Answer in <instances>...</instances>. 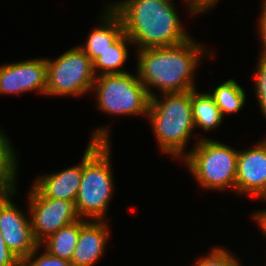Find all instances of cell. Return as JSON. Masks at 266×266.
I'll list each match as a JSON object with an SVG mask.
<instances>
[{
  "instance_id": "11",
  "label": "cell",
  "mask_w": 266,
  "mask_h": 266,
  "mask_svg": "<svg viewBox=\"0 0 266 266\" xmlns=\"http://www.w3.org/2000/svg\"><path fill=\"white\" fill-rule=\"evenodd\" d=\"M236 193L266 199V139L246 150H239Z\"/></svg>"
},
{
  "instance_id": "6",
  "label": "cell",
  "mask_w": 266,
  "mask_h": 266,
  "mask_svg": "<svg viewBox=\"0 0 266 266\" xmlns=\"http://www.w3.org/2000/svg\"><path fill=\"white\" fill-rule=\"evenodd\" d=\"M91 92H95L97 108L111 115H148L150 96L145 86L130 72L97 76Z\"/></svg>"
},
{
  "instance_id": "14",
  "label": "cell",
  "mask_w": 266,
  "mask_h": 266,
  "mask_svg": "<svg viewBox=\"0 0 266 266\" xmlns=\"http://www.w3.org/2000/svg\"><path fill=\"white\" fill-rule=\"evenodd\" d=\"M102 15V25L90 30L84 46H79L92 62L124 34L119 15L108 4Z\"/></svg>"
},
{
  "instance_id": "7",
  "label": "cell",
  "mask_w": 266,
  "mask_h": 266,
  "mask_svg": "<svg viewBox=\"0 0 266 266\" xmlns=\"http://www.w3.org/2000/svg\"><path fill=\"white\" fill-rule=\"evenodd\" d=\"M47 96H78L89 94L96 74L93 62L78 46L66 50L58 58H46Z\"/></svg>"
},
{
  "instance_id": "17",
  "label": "cell",
  "mask_w": 266,
  "mask_h": 266,
  "mask_svg": "<svg viewBox=\"0 0 266 266\" xmlns=\"http://www.w3.org/2000/svg\"><path fill=\"white\" fill-rule=\"evenodd\" d=\"M81 229V219L60 228L40 245L56 257L71 261Z\"/></svg>"
},
{
  "instance_id": "5",
  "label": "cell",
  "mask_w": 266,
  "mask_h": 266,
  "mask_svg": "<svg viewBox=\"0 0 266 266\" xmlns=\"http://www.w3.org/2000/svg\"><path fill=\"white\" fill-rule=\"evenodd\" d=\"M182 159L199 187L235 191L239 150L221 141L200 138Z\"/></svg>"
},
{
  "instance_id": "24",
  "label": "cell",
  "mask_w": 266,
  "mask_h": 266,
  "mask_svg": "<svg viewBox=\"0 0 266 266\" xmlns=\"http://www.w3.org/2000/svg\"><path fill=\"white\" fill-rule=\"evenodd\" d=\"M0 266H20V260L12 253L2 237L0 231Z\"/></svg>"
},
{
  "instance_id": "12",
  "label": "cell",
  "mask_w": 266,
  "mask_h": 266,
  "mask_svg": "<svg viewBox=\"0 0 266 266\" xmlns=\"http://www.w3.org/2000/svg\"><path fill=\"white\" fill-rule=\"evenodd\" d=\"M107 220L81 219V229L71 262L73 266H94L106 252L110 239Z\"/></svg>"
},
{
  "instance_id": "15",
  "label": "cell",
  "mask_w": 266,
  "mask_h": 266,
  "mask_svg": "<svg viewBox=\"0 0 266 266\" xmlns=\"http://www.w3.org/2000/svg\"><path fill=\"white\" fill-rule=\"evenodd\" d=\"M197 91V88L191 90L194 128L199 127L208 133L220 127L224 117L210 92L200 94Z\"/></svg>"
},
{
  "instance_id": "9",
  "label": "cell",
  "mask_w": 266,
  "mask_h": 266,
  "mask_svg": "<svg viewBox=\"0 0 266 266\" xmlns=\"http://www.w3.org/2000/svg\"><path fill=\"white\" fill-rule=\"evenodd\" d=\"M27 202L36 241L41 244L60 228L80 220L75 202L44 197L33 185Z\"/></svg>"
},
{
  "instance_id": "10",
  "label": "cell",
  "mask_w": 266,
  "mask_h": 266,
  "mask_svg": "<svg viewBox=\"0 0 266 266\" xmlns=\"http://www.w3.org/2000/svg\"><path fill=\"white\" fill-rule=\"evenodd\" d=\"M46 58L28 59L0 65V94L38 92L46 95Z\"/></svg>"
},
{
  "instance_id": "25",
  "label": "cell",
  "mask_w": 266,
  "mask_h": 266,
  "mask_svg": "<svg viewBox=\"0 0 266 266\" xmlns=\"http://www.w3.org/2000/svg\"><path fill=\"white\" fill-rule=\"evenodd\" d=\"M252 218L256 223H258V227L261 229V232L266 238V209L255 211Z\"/></svg>"
},
{
  "instance_id": "1",
  "label": "cell",
  "mask_w": 266,
  "mask_h": 266,
  "mask_svg": "<svg viewBox=\"0 0 266 266\" xmlns=\"http://www.w3.org/2000/svg\"><path fill=\"white\" fill-rule=\"evenodd\" d=\"M193 39L169 47L136 50V74L150 98L156 95L151 88H157L161 94L196 88L195 70L200 65V60L205 55L212 56V52Z\"/></svg>"
},
{
  "instance_id": "19",
  "label": "cell",
  "mask_w": 266,
  "mask_h": 266,
  "mask_svg": "<svg viewBox=\"0 0 266 266\" xmlns=\"http://www.w3.org/2000/svg\"><path fill=\"white\" fill-rule=\"evenodd\" d=\"M0 129V189L15 185L18 176V160L14 146Z\"/></svg>"
},
{
  "instance_id": "4",
  "label": "cell",
  "mask_w": 266,
  "mask_h": 266,
  "mask_svg": "<svg viewBox=\"0 0 266 266\" xmlns=\"http://www.w3.org/2000/svg\"><path fill=\"white\" fill-rule=\"evenodd\" d=\"M161 95L150 98L147 118L160 152L179 161L187 155L186 146L195 130L191 90Z\"/></svg>"
},
{
  "instance_id": "23",
  "label": "cell",
  "mask_w": 266,
  "mask_h": 266,
  "mask_svg": "<svg viewBox=\"0 0 266 266\" xmlns=\"http://www.w3.org/2000/svg\"><path fill=\"white\" fill-rule=\"evenodd\" d=\"M262 2L263 3L261 5L262 7H260L261 13L259 14L260 18H258L259 22L257 29L259 31L258 33L261 40L260 43L262 44L259 58L266 61V0H263Z\"/></svg>"
},
{
  "instance_id": "13",
  "label": "cell",
  "mask_w": 266,
  "mask_h": 266,
  "mask_svg": "<svg viewBox=\"0 0 266 266\" xmlns=\"http://www.w3.org/2000/svg\"><path fill=\"white\" fill-rule=\"evenodd\" d=\"M82 180V158L77 165L35 179L32 185L44 196L75 202Z\"/></svg>"
},
{
  "instance_id": "3",
  "label": "cell",
  "mask_w": 266,
  "mask_h": 266,
  "mask_svg": "<svg viewBox=\"0 0 266 266\" xmlns=\"http://www.w3.org/2000/svg\"><path fill=\"white\" fill-rule=\"evenodd\" d=\"M82 157V180L75 200L81 219L105 218L112 199L114 177L111 171L110 128H95Z\"/></svg>"
},
{
  "instance_id": "16",
  "label": "cell",
  "mask_w": 266,
  "mask_h": 266,
  "mask_svg": "<svg viewBox=\"0 0 266 266\" xmlns=\"http://www.w3.org/2000/svg\"><path fill=\"white\" fill-rule=\"evenodd\" d=\"M128 44L132 45L133 42L124 33L107 50L100 53V55L93 61V68L96 76L128 72L122 70L123 65L129 58Z\"/></svg>"
},
{
  "instance_id": "27",
  "label": "cell",
  "mask_w": 266,
  "mask_h": 266,
  "mask_svg": "<svg viewBox=\"0 0 266 266\" xmlns=\"http://www.w3.org/2000/svg\"><path fill=\"white\" fill-rule=\"evenodd\" d=\"M220 0H198L200 6L204 9V11L211 10Z\"/></svg>"
},
{
  "instance_id": "26",
  "label": "cell",
  "mask_w": 266,
  "mask_h": 266,
  "mask_svg": "<svg viewBox=\"0 0 266 266\" xmlns=\"http://www.w3.org/2000/svg\"><path fill=\"white\" fill-rule=\"evenodd\" d=\"M160 1H163V2H166V3H170V4H175L173 3L172 0H160ZM184 1V0H182ZM184 2H186V4H188V9L190 14H202L205 13L204 9L200 6L198 0H185ZM188 2V3H187Z\"/></svg>"
},
{
  "instance_id": "21",
  "label": "cell",
  "mask_w": 266,
  "mask_h": 266,
  "mask_svg": "<svg viewBox=\"0 0 266 266\" xmlns=\"http://www.w3.org/2000/svg\"><path fill=\"white\" fill-rule=\"evenodd\" d=\"M40 248H43L42 245H39L28 257L20 260V266H73L71 261L51 255L45 249L38 255Z\"/></svg>"
},
{
  "instance_id": "2",
  "label": "cell",
  "mask_w": 266,
  "mask_h": 266,
  "mask_svg": "<svg viewBox=\"0 0 266 266\" xmlns=\"http://www.w3.org/2000/svg\"><path fill=\"white\" fill-rule=\"evenodd\" d=\"M108 5L119 15L124 33L137 50L174 46L192 38L183 29L174 4L160 0H120Z\"/></svg>"
},
{
  "instance_id": "20",
  "label": "cell",
  "mask_w": 266,
  "mask_h": 266,
  "mask_svg": "<svg viewBox=\"0 0 266 266\" xmlns=\"http://www.w3.org/2000/svg\"><path fill=\"white\" fill-rule=\"evenodd\" d=\"M192 266H242V264L228 249L215 246L207 256L198 258Z\"/></svg>"
},
{
  "instance_id": "22",
  "label": "cell",
  "mask_w": 266,
  "mask_h": 266,
  "mask_svg": "<svg viewBox=\"0 0 266 266\" xmlns=\"http://www.w3.org/2000/svg\"><path fill=\"white\" fill-rule=\"evenodd\" d=\"M254 71L255 96L258 106L266 119V61L258 58Z\"/></svg>"
},
{
  "instance_id": "18",
  "label": "cell",
  "mask_w": 266,
  "mask_h": 266,
  "mask_svg": "<svg viewBox=\"0 0 266 266\" xmlns=\"http://www.w3.org/2000/svg\"><path fill=\"white\" fill-rule=\"evenodd\" d=\"M214 98L216 105L221 111L223 117L226 114H234L243 109L246 102L245 90L234 79H229L222 84L208 90Z\"/></svg>"
},
{
  "instance_id": "8",
  "label": "cell",
  "mask_w": 266,
  "mask_h": 266,
  "mask_svg": "<svg viewBox=\"0 0 266 266\" xmlns=\"http://www.w3.org/2000/svg\"><path fill=\"white\" fill-rule=\"evenodd\" d=\"M0 189V231L8 249L19 260L28 257L40 244L36 241L31 218L12 202L17 195L16 184Z\"/></svg>"
}]
</instances>
